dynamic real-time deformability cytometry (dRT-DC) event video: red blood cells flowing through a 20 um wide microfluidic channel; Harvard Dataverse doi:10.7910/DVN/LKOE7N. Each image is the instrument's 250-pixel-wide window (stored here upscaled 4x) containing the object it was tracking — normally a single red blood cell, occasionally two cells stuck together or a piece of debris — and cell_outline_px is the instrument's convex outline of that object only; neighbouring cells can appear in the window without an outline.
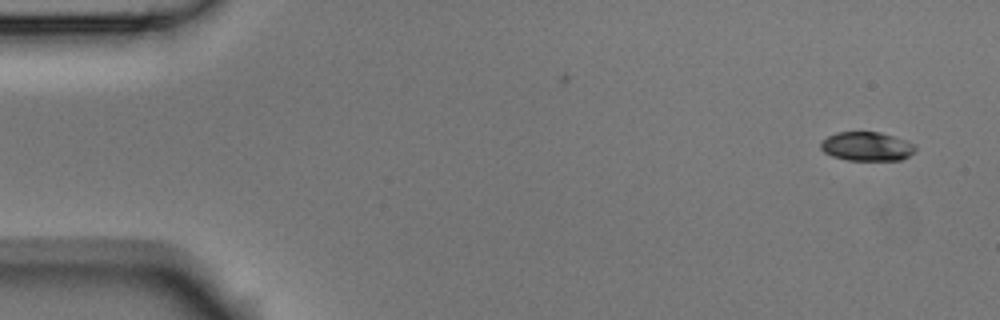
{"species": "Egyptian fruit bat (a non-hibernating species)", "species_latin": "Rousettus aegyptiacus", "temperature_condition": "room temperature", "stored_images_in_passage": 2, "camera_frame_rate_fps": 3000, "um_per_image_px": 0.085, "animal": {"sex": "male"}, "frame": {"image": 1, "passage_image": 2, "time_ms": 0.333, "image_size_px": [1000, 320], "cell_outline_px": [[916, 148], [908, 156], [900, 160], [848, 160], [832, 156], [824, 152], [820, 148], [820, 144], [828, 136], [836, 132], [880, 132], [904, 140], [912, 144]], "centroid_in_image_um": [73.63, 12.45], "position_along_channel_um": 11.4, "area_um2": 15.72}}